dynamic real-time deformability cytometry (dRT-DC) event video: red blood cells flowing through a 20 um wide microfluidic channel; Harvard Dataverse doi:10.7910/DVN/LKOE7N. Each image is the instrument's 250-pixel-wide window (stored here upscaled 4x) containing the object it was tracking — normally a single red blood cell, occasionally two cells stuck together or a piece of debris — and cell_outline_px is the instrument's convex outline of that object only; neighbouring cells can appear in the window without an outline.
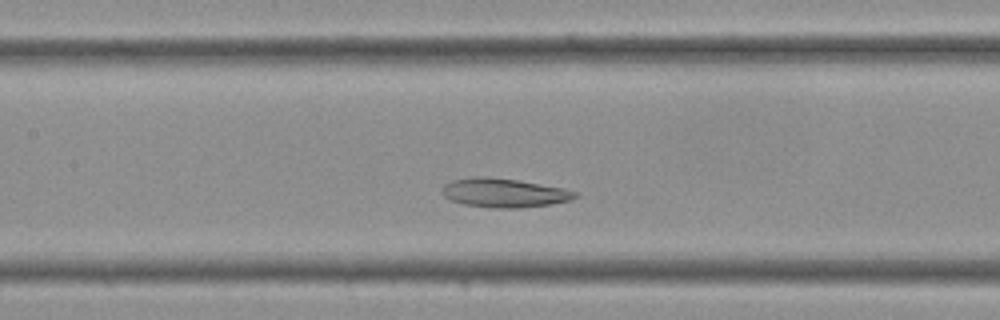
{"species": "Egyptian fruit bat (a non-hibernating species)", "species_latin": "Rousettus aegyptiacus", "temperature_condition": "cold", "stored_images_in_passage": 32, "camera_frame_rate_fps": 3000, "um_per_image_px": 0.085, "frame": {"image": 1, "passage_image": 12, "time_ms": 3.667, "image_size_px": [1000, 320], "cell_outline_px": [[580, 196], [568, 200], [552, 204], [520, 208], [488, 208], [464, 204], [452, 200], [444, 196], [440, 192], [440, 188], [444, 184], [452, 180], [472, 176], [480, 176], [516, 180], [564, 188], [576, 192]], "centroid_in_image_um": [42.8, 16.39], "position_along_channel_um": 164.6, "area_um2": 22.54}}
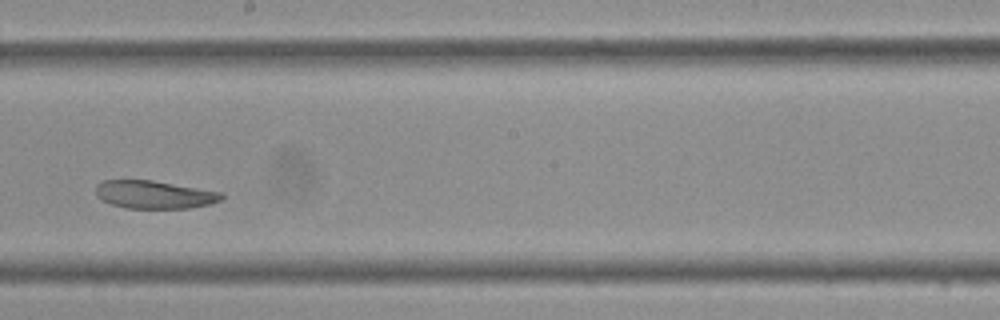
{"frame": {"image": 2, "passage_image": 16, "time_ms": 5.0, "image_size_px": [1000, 320], "cell_outline_px": [[224, 196], [220, 200], [212, 204], [188, 208], [128, 208], [112, 204], [96, 196], [96, 184], [104, 180], [152, 180], [220, 192]], "centroid_in_image_um": [13.11, 16.54], "position_along_channel_um": 235.1, "area_um2": 20.29}}
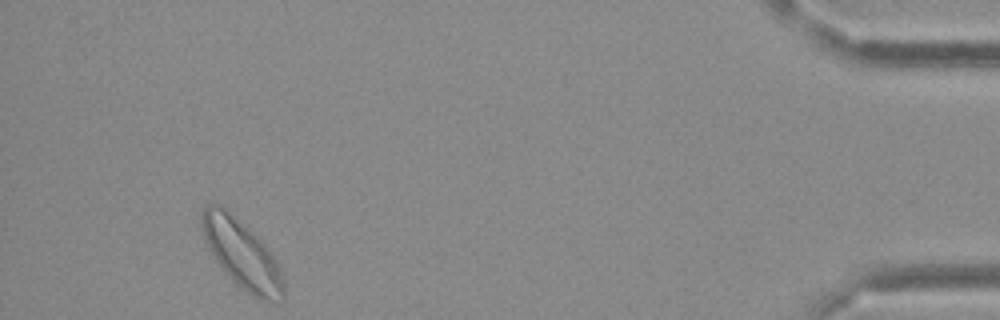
{"frame": {"image": 3, "passage_image": 30, "time_ms": 9.667, "image_size_px": [1000, 320], "cell_outline_px": [[284, 300], [276, 304], [268, 304], [252, 296], [228, 276], [216, 260], [208, 248], [204, 240], [200, 224], [200, 212], [208, 204], [216, 204], [224, 208], [260, 240], [272, 256], [284, 280]], "centroid_in_image_um": [20.54, 21.67], "position_along_channel_um": 414.7, "area_um2": 32.25}}